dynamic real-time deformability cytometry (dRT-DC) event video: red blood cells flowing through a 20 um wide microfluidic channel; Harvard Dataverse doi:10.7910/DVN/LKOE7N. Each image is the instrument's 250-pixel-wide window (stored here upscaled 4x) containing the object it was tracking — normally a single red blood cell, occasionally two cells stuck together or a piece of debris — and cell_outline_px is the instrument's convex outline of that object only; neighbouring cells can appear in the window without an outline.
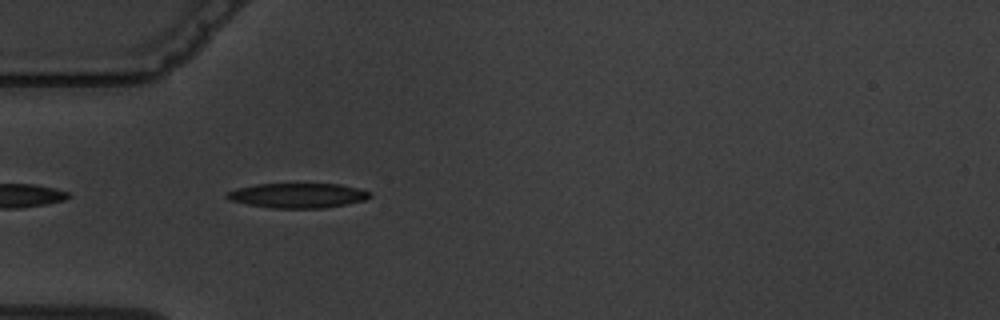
{"species": "common noctule bat (a hibernating species)", "species_latin": "Nyctalus noctula", "temperature_condition": "warm", "stored_images_in_passage": 7, "camera_frame_rate_fps": 3000, "um_per_image_px": 0.085, "animal": {"sex": "male", "body_mass_g": 19.5, "forearm_length_mm": 54.6}, "frame": {"image": 1, "passage_image": 5, "time_ms": 4.667, "image_size_px": [1000, 320], "cell_outline_px": [[372, 196], [364, 200], [324, 208], [272, 208], [248, 204], [228, 200], [224, 196], [224, 192], [236, 188], [256, 184], [340, 184], [372, 192]], "centroid_in_image_um": [25.25, 16.61], "position_along_channel_um": 59.8, "area_um2": 20.69}}
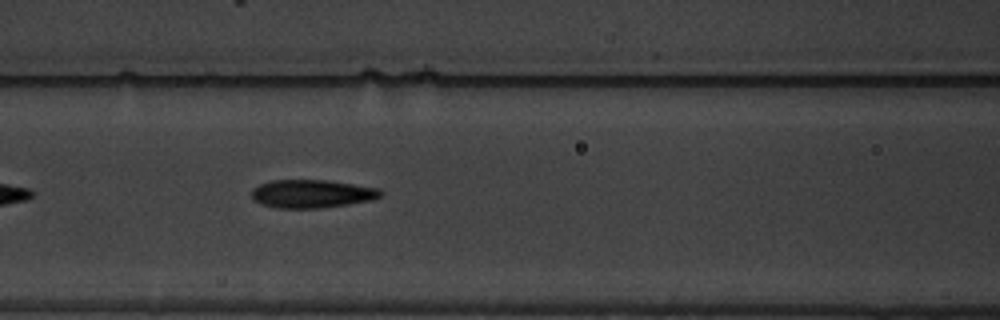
{"frame": {"image": 2, "passage_image": 7, "time_ms": 7.0, "image_size_px": [1000, 320], "cell_outline_px": [[384, 192], [380, 196], [372, 200], [348, 204], [320, 208], [276, 208], [260, 204], [252, 196], [252, 188], [260, 184], [272, 180], [328, 180], [380, 188]], "centroid_in_image_um": [26.52, 16.47], "position_along_channel_um": 140.1, "area_um2": 21.27}}